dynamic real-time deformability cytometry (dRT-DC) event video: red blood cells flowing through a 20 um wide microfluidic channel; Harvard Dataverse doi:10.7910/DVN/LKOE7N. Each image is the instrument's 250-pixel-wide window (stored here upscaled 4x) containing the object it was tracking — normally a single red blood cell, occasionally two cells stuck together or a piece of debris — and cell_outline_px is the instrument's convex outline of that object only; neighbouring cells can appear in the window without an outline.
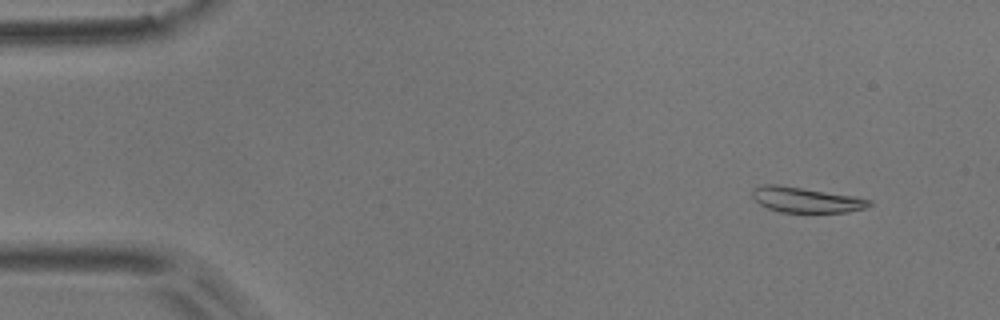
{"species": "common noctule bat (a hibernating species)", "species_latin": "Nyctalus noctula", "temperature_condition": "room temperature", "stored_images_in_passage": 5, "camera_frame_rate_fps": 3000, "um_per_image_px": 0.085, "animal": {"sex": "male", "body_mass_g": 17.9}, "frame": {"image": 1, "passage_image": 2, "time_ms": 0.333, "image_size_px": [1000, 320], "cell_outline_px": [[872, 204], [864, 208], [848, 212], [780, 212], [768, 208], [760, 204], [752, 196], [752, 188], [764, 184], [776, 184], [856, 196], [872, 200]], "centroid_in_image_um": [68.51, 16.98], "position_along_channel_um": 16.5, "area_um2": 17.22}}
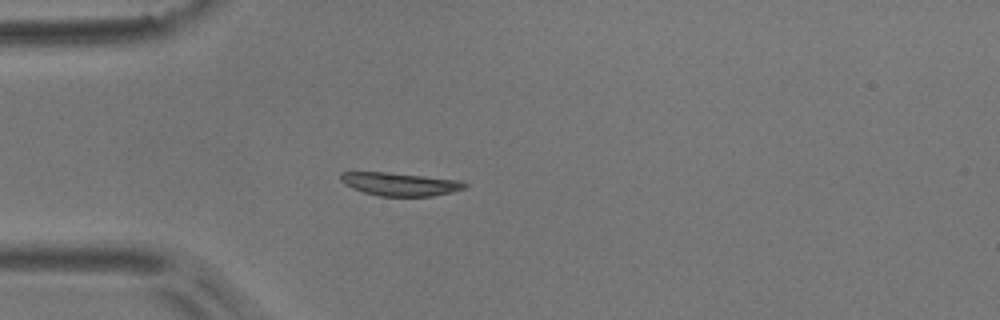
{"frame": {"image": 2, "passage_image": 5, "time_ms": 1.333, "image_size_px": [1000, 320], "cell_outline_px": [[468, 184], [464, 188], [452, 192], [432, 196], [380, 196], [364, 192], [352, 188], [344, 184], [340, 180], [340, 172], [384, 172], [424, 176], [460, 180]], "centroid_in_image_um": [33.99, 15.65], "position_along_channel_um": 51.0, "area_um2": 16.65}}